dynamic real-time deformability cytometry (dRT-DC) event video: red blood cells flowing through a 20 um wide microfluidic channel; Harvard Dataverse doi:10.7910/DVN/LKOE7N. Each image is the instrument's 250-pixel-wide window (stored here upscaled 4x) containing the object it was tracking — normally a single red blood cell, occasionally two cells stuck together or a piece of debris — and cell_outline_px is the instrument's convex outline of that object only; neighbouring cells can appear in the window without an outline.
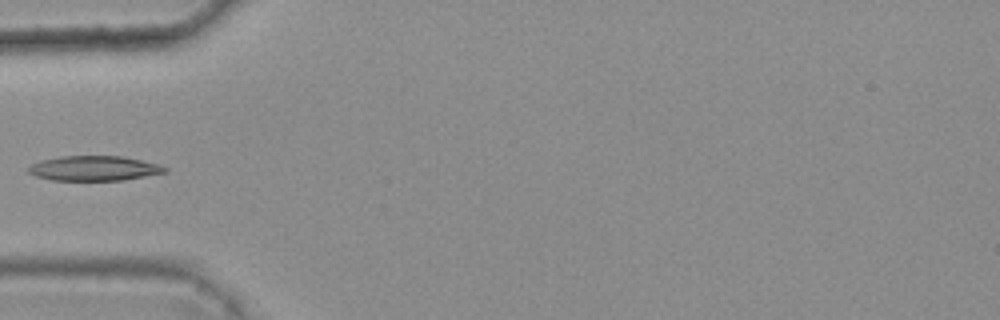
{"species": "common noctule bat (a hibernating species)", "species_latin": "Nyctalus noctula", "temperature_condition": "warm", "stored_images_in_passage": 4, "camera_frame_rate_fps": 3000, "um_per_image_px": 0.085, "animal": {"sex": "female", "body_mass_g": 25.1}, "frame": {"image": 1, "passage_image": 4, "time_ms": 1.0, "image_size_px": [1000, 320], "cell_outline_px": [[168, 172], [120, 180], [52, 180], [36, 176], [28, 172], [28, 168], [32, 164], [40, 160], [60, 156], [120, 156], [160, 164], [168, 168]], "centroid_in_image_um": [8.0, 14.3], "position_along_channel_um": 77.0, "area_um2": 19.65}}